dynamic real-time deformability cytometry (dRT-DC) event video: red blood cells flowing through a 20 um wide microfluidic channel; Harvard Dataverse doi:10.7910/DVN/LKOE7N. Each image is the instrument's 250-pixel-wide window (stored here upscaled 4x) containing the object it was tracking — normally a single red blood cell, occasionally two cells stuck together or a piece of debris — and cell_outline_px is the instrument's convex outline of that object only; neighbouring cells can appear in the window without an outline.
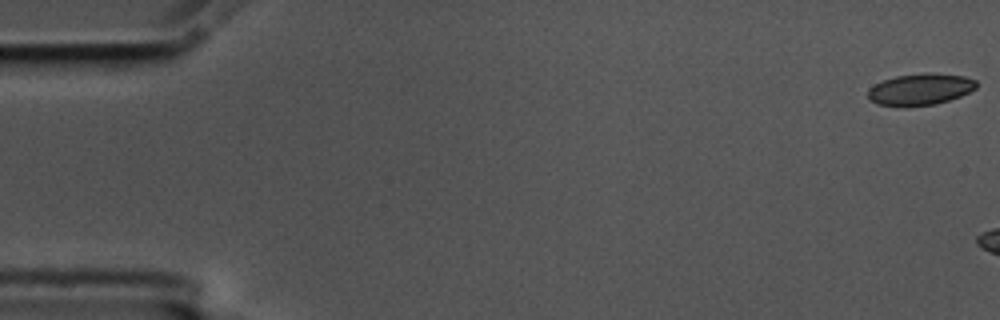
{"species": "common noctule bat (a hibernating species)", "species_latin": "Nyctalus noctula", "temperature_condition": "cold", "stored_images_in_passage": 7, "camera_frame_rate_fps": 3000, "um_per_image_px": 0.085, "animal": {"sex": "male", "body_mass_g": 17.5, "forearm_length_mm": 52.3}, "frame": {"image": 1, "passage_image": 1, "time_ms": 0.0, "image_size_px": [1000, 320], "cell_outline_px": [[976, 88], [960, 96], [936, 104], [904, 108], [900, 108], [876, 104], [868, 100], [868, 88], [884, 80], [896, 76], [932, 72], [964, 76], [976, 80]], "centroid_in_image_um": [78.18, 7.62], "position_along_channel_um": 6.8, "area_um2": 20.29}}